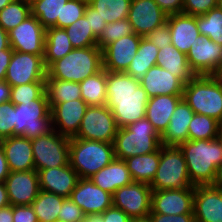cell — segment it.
<instances>
[{
    "label": "cell",
    "instance_id": "cell-1",
    "mask_svg": "<svg viewBox=\"0 0 222 222\" xmlns=\"http://www.w3.org/2000/svg\"><path fill=\"white\" fill-rule=\"evenodd\" d=\"M106 106L111 109L119 128L145 117L149 96L140 80L125 72L106 71Z\"/></svg>",
    "mask_w": 222,
    "mask_h": 222
},
{
    "label": "cell",
    "instance_id": "cell-2",
    "mask_svg": "<svg viewBox=\"0 0 222 222\" xmlns=\"http://www.w3.org/2000/svg\"><path fill=\"white\" fill-rule=\"evenodd\" d=\"M179 148L184 154L191 183L212 185L217 167L222 163V139L187 140Z\"/></svg>",
    "mask_w": 222,
    "mask_h": 222
},
{
    "label": "cell",
    "instance_id": "cell-3",
    "mask_svg": "<svg viewBox=\"0 0 222 222\" xmlns=\"http://www.w3.org/2000/svg\"><path fill=\"white\" fill-rule=\"evenodd\" d=\"M102 68V50L98 46L74 48L47 68V77L80 83Z\"/></svg>",
    "mask_w": 222,
    "mask_h": 222
},
{
    "label": "cell",
    "instance_id": "cell-4",
    "mask_svg": "<svg viewBox=\"0 0 222 222\" xmlns=\"http://www.w3.org/2000/svg\"><path fill=\"white\" fill-rule=\"evenodd\" d=\"M182 99L195 114L222 123V81L215 75H196L184 85Z\"/></svg>",
    "mask_w": 222,
    "mask_h": 222
},
{
    "label": "cell",
    "instance_id": "cell-5",
    "mask_svg": "<svg viewBox=\"0 0 222 222\" xmlns=\"http://www.w3.org/2000/svg\"><path fill=\"white\" fill-rule=\"evenodd\" d=\"M115 158L125 160L136 155L149 154L161 148V136L144 117L119 128L114 142Z\"/></svg>",
    "mask_w": 222,
    "mask_h": 222
},
{
    "label": "cell",
    "instance_id": "cell-6",
    "mask_svg": "<svg viewBox=\"0 0 222 222\" xmlns=\"http://www.w3.org/2000/svg\"><path fill=\"white\" fill-rule=\"evenodd\" d=\"M114 158L113 143L70 138L69 164L80 178H90Z\"/></svg>",
    "mask_w": 222,
    "mask_h": 222
},
{
    "label": "cell",
    "instance_id": "cell-7",
    "mask_svg": "<svg viewBox=\"0 0 222 222\" xmlns=\"http://www.w3.org/2000/svg\"><path fill=\"white\" fill-rule=\"evenodd\" d=\"M52 130L51 108L46 92L39 99L15 105L13 136L34 139Z\"/></svg>",
    "mask_w": 222,
    "mask_h": 222
},
{
    "label": "cell",
    "instance_id": "cell-8",
    "mask_svg": "<svg viewBox=\"0 0 222 222\" xmlns=\"http://www.w3.org/2000/svg\"><path fill=\"white\" fill-rule=\"evenodd\" d=\"M150 187L152 190L195 187L189 179L185 157L179 146H161L159 166Z\"/></svg>",
    "mask_w": 222,
    "mask_h": 222
},
{
    "label": "cell",
    "instance_id": "cell-9",
    "mask_svg": "<svg viewBox=\"0 0 222 222\" xmlns=\"http://www.w3.org/2000/svg\"><path fill=\"white\" fill-rule=\"evenodd\" d=\"M35 170L65 166L69 163L70 138L55 130L31 139Z\"/></svg>",
    "mask_w": 222,
    "mask_h": 222
},
{
    "label": "cell",
    "instance_id": "cell-10",
    "mask_svg": "<svg viewBox=\"0 0 222 222\" xmlns=\"http://www.w3.org/2000/svg\"><path fill=\"white\" fill-rule=\"evenodd\" d=\"M118 129L110 108L88 106L74 138L113 143Z\"/></svg>",
    "mask_w": 222,
    "mask_h": 222
},
{
    "label": "cell",
    "instance_id": "cell-11",
    "mask_svg": "<svg viewBox=\"0 0 222 222\" xmlns=\"http://www.w3.org/2000/svg\"><path fill=\"white\" fill-rule=\"evenodd\" d=\"M47 68L40 55L14 51L12 53L5 81L11 86L31 82H45Z\"/></svg>",
    "mask_w": 222,
    "mask_h": 222
},
{
    "label": "cell",
    "instance_id": "cell-12",
    "mask_svg": "<svg viewBox=\"0 0 222 222\" xmlns=\"http://www.w3.org/2000/svg\"><path fill=\"white\" fill-rule=\"evenodd\" d=\"M151 193L149 184L132 182L112 194V204L131 219L147 217L151 213Z\"/></svg>",
    "mask_w": 222,
    "mask_h": 222
},
{
    "label": "cell",
    "instance_id": "cell-13",
    "mask_svg": "<svg viewBox=\"0 0 222 222\" xmlns=\"http://www.w3.org/2000/svg\"><path fill=\"white\" fill-rule=\"evenodd\" d=\"M10 47L14 51L40 55L44 58L46 29L32 14L8 31Z\"/></svg>",
    "mask_w": 222,
    "mask_h": 222
},
{
    "label": "cell",
    "instance_id": "cell-14",
    "mask_svg": "<svg viewBox=\"0 0 222 222\" xmlns=\"http://www.w3.org/2000/svg\"><path fill=\"white\" fill-rule=\"evenodd\" d=\"M195 187L152 190L151 213L178 215L193 213Z\"/></svg>",
    "mask_w": 222,
    "mask_h": 222
},
{
    "label": "cell",
    "instance_id": "cell-15",
    "mask_svg": "<svg viewBox=\"0 0 222 222\" xmlns=\"http://www.w3.org/2000/svg\"><path fill=\"white\" fill-rule=\"evenodd\" d=\"M186 56L195 75H215L222 64V46L199 35L197 44L191 46Z\"/></svg>",
    "mask_w": 222,
    "mask_h": 222
},
{
    "label": "cell",
    "instance_id": "cell-16",
    "mask_svg": "<svg viewBox=\"0 0 222 222\" xmlns=\"http://www.w3.org/2000/svg\"><path fill=\"white\" fill-rule=\"evenodd\" d=\"M167 16L154 0H131L127 19L135 34L146 37L165 24Z\"/></svg>",
    "mask_w": 222,
    "mask_h": 222
},
{
    "label": "cell",
    "instance_id": "cell-17",
    "mask_svg": "<svg viewBox=\"0 0 222 222\" xmlns=\"http://www.w3.org/2000/svg\"><path fill=\"white\" fill-rule=\"evenodd\" d=\"M10 205H31L40 192L38 172L15 171L5 179Z\"/></svg>",
    "mask_w": 222,
    "mask_h": 222
},
{
    "label": "cell",
    "instance_id": "cell-18",
    "mask_svg": "<svg viewBox=\"0 0 222 222\" xmlns=\"http://www.w3.org/2000/svg\"><path fill=\"white\" fill-rule=\"evenodd\" d=\"M141 38L133 33L108 44L102 50L103 68L110 72H125L137 54Z\"/></svg>",
    "mask_w": 222,
    "mask_h": 222
},
{
    "label": "cell",
    "instance_id": "cell-19",
    "mask_svg": "<svg viewBox=\"0 0 222 222\" xmlns=\"http://www.w3.org/2000/svg\"><path fill=\"white\" fill-rule=\"evenodd\" d=\"M88 105L82 100L60 102L51 107L52 128L60 135L75 137Z\"/></svg>",
    "mask_w": 222,
    "mask_h": 222
},
{
    "label": "cell",
    "instance_id": "cell-20",
    "mask_svg": "<svg viewBox=\"0 0 222 222\" xmlns=\"http://www.w3.org/2000/svg\"><path fill=\"white\" fill-rule=\"evenodd\" d=\"M85 213H103L112 204V195L94 184L90 178H80L69 197Z\"/></svg>",
    "mask_w": 222,
    "mask_h": 222
},
{
    "label": "cell",
    "instance_id": "cell-21",
    "mask_svg": "<svg viewBox=\"0 0 222 222\" xmlns=\"http://www.w3.org/2000/svg\"><path fill=\"white\" fill-rule=\"evenodd\" d=\"M193 213L195 222H222V189L196 185Z\"/></svg>",
    "mask_w": 222,
    "mask_h": 222
},
{
    "label": "cell",
    "instance_id": "cell-22",
    "mask_svg": "<svg viewBox=\"0 0 222 222\" xmlns=\"http://www.w3.org/2000/svg\"><path fill=\"white\" fill-rule=\"evenodd\" d=\"M40 190L69 198L80 177L68 163L65 166L38 171Z\"/></svg>",
    "mask_w": 222,
    "mask_h": 222
},
{
    "label": "cell",
    "instance_id": "cell-23",
    "mask_svg": "<svg viewBox=\"0 0 222 222\" xmlns=\"http://www.w3.org/2000/svg\"><path fill=\"white\" fill-rule=\"evenodd\" d=\"M166 22L171 34V44L187 55L191 46L197 44V38L201 35L197 25V16L184 13L172 14L167 16Z\"/></svg>",
    "mask_w": 222,
    "mask_h": 222
},
{
    "label": "cell",
    "instance_id": "cell-24",
    "mask_svg": "<svg viewBox=\"0 0 222 222\" xmlns=\"http://www.w3.org/2000/svg\"><path fill=\"white\" fill-rule=\"evenodd\" d=\"M10 172L35 169L31 139L11 136L0 140Z\"/></svg>",
    "mask_w": 222,
    "mask_h": 222
},
{
    "label": "cell",
    "instance_id": "cell-25",
    "mask_svg": "<svg viewBox=\"0 0 222 222\" xmlns=\"http://www.w3.org/2000/svg\"><path fill=\"white\" fill-rule=\"evenodd\" d=\"M149 98L158 95H183L184 83L159 66L151 67L140 79Z\"/></svg>",
    "mask_w": 222,
    "mask_h": 222
},
{
    "label": "cell",
    "instance_id": "cell-26",
    "mask_svg": "<svg viewBox=\"0 0 222 222\" xmlns=\"http://www.w3.org/2000/svg\"><path fill=\"white\" fill-rule=\"evenodd\" d=\"M194 115L189 105L181 99L173 112L167 129L161 135L162 146H179L188 140V127Z\"/></svg>",
    "mask_w": 222,
    "mask_h": 222
},
{
    "label": "cell",
    "instance_id": "cell-27",
    "mask_svg": "<svg viewBox=\"0 0 222 222\" xmlns=\"http://www.w3.org/2000/svg\"><path fill=\"white\" fill-rule=\"evenodd\" d=\"M181 99L182 95H158L149 98L145 117L160 136L167 129L170 118Z\"/></svg>",
    "mask_w": 222,
    "mask_h": 222
},
{
    "label": "cell",
    "instance_id": "cell-28",
    "mask_svg": "<svg viewBox=\"0 0 222 222\" xmlns=\"http://www.w3.org/2000/svg\"><path fill=\"white\" fill-rule=\"evenodd\" d=\"M95 185L111 195L119 188L133 182L124 160L114 158L113 161L90 177Z\"/></svg>",
    "mask_w": 222,
    "mask_h": 222
},
{
    "label": "cell",
    "instance_id": "cell-29",
    "mask_svg": "<svg viewBox=\"0 0 222 222\" xmlns=\"http://www.w3.org/2000/svg\"><path fill=\"white\" fill-rule=\"evenodd\" d=\"M156 66L178 77L184 84L196 76L189 66L186 54L172 44L159 49Z\"/></svg>",
    "mask_w": 222,
    "mask_h": 222
},
{
    "label": "cell",
    "instance_id": "cell-30",
    "mask_svg": "<svg viewBox=\"0 0 222 222\" xmlns=\"http://www.w3.org/2000/svg\"><path fill=\"white\" fill-rule=\"evenodd\" d=\"M125 163L133 182L151 184L160 161V149L149 154L126 158Z\"/></svg>",
    "mask_w": 222,
    "mask_h": 222
},
{
    "label": "cell",
    "instance_id": "cell-31",
    "mask_svg": "<svg viewBox=\"0 0 222 222\" xmlns=\"http://www.w3.org/2000/svg\"><path fill=\"white\" fill-rule=\"evenodd\" d=\"M73 49L65 29L56 27L46 28L44 47V64L46 68L54 61L63 58Z\"/></svg>",
    "mask_w": 222,
    "mask_h": 222
},
{
    "label": "cell",
    "instance_id": "cell-32",
    "mask_svg": "<svg viewBox=\"0 0 222 222\" xmlns=\"http://www.w3.org/2000/svg\"><path fill=\"white\" fill-rule=\"evenodd\" d=\"M158 52L159 49L154 43L148 38L142 37L137 54L125 73L140 80L151 67L156 66Z\"/></svg>",
    "mask_w": 222,
    "mask_h": 222
},
{
    "label": "cell",
    "instance_id": "cell-33",
    "mask_svg": "<svg viewBox=\"0 0 222 222\" xmlns=\"http://www.w3.org/2000/svg\"><path fill=\"white\" fill-rule=\"evenodd\" d=\"M79 84L81 98L88 106L106 105V70L104 68Z\"/></svg>",
    "mask_w": 222,
    "mask_h": 222
},
{
    "label": "cell",
    "instance_id": "cell-34",
    "mask_svg": "<svg viewBox=\"0 0 222 222\" xmlns=\"http://www.w3.org/2000/svg\"><path fill=\"white\" fill-rule=\"evenodd\" d=\"M45 92L50 108L57 103L81 98L80 84L72 81L45 78Z\"/></svg>",
    "mask_w": 222,
    "mask_h": 222
},
{
    "label": "cell",
    "instance_id": "cell-35",
    "mask_svg": "<svg viewBox=\"0 0 222 222\" xmlns=\"http://www.w3.org/2000/svg\"><path fill=\"white\" fill-rule=\"evenodd\" d=\"M65 199L54 193L40 190L37 198L31 204L38 222H58V213Z\"/></svg>",
    "mask_w": 222,
    "mask_h": 222
},
{
    "label": "cell",
    "instance_id": "cell-36",
    "mask_svg": "<svg viewBox=\"0 0 222 222\" xmlns=\"http://www.w3.org/2000/svg\"><path fill=\"white\" fill-rule=\"evenodd\" d=\"M68 0H33L31 14L37 18L40 24L46 29L57 28V19H61V11Z\"/></svg>",
    "mask_w": 222,
    "mask_h": 222
},
{
    "label": "cell",
    "instance_id": "cell-37",
    "mask_svg": "<svg viewBox=\"0 0 222 222\" xmlns=\"http://www.w3.org/2000/svg\"><path fill=\"white\" fill-rule=\"evenodd\" d=\"M106 23L128 17L131 0H91L88 3Z\"/></svg>",
    "mask_w": 222,
    "mask_h": 222
},
{
    "label": "cell",
    "instance_id": "cell-38",
    "mask_svg": "<svg viewBox=\"0 0 222 222\" xmlns=\"http://www.w3.org/2000/svg\"><path fill=\"white\" fill-rule=\"evenodd\" d=\"M220 123L203 114H195L188 127V140H211L219 137Z\"/></svg>",
    "mask_w": 222,
    "mask_h": 222
},
{
    "label": "cell",
    "instance_id": "cell-39",
    "mask_svg": "<svg viewBox=\"0 0 222 222\" xmlns=\"http://www.w3.org/2000/svg\"><path fill=\"white\" fill-rule=\"evenodd\" d=\"M30 15V2L26 0H13L0 11V26L8 32Z\"/></svg>",
    "mask_w": 222,
    "mask_h": 222
},
{
    "label": "cell",
    "instance_id": "cell-40",
    "mask_svg": "<svg viewBox=\"0 0 222 222\" xmlns=\"http://www.w3.org/2000/svg\"><path fill=\"white\" fill-rule=\"evenodd\" d=\"M73 48L97 46V37L93 34L89 20L83 16L65 28Z\"/></svg>",
    "mask_w": 222,
    "mask_h": 222
},
{
    "label": "cell",
    "instance_id": "cell-41",
    "mask_svg": "<svg viewBox=\"0 0 222 222\" xmlns=\"http://www.w3.org/2000/svg\"><path fill=\"white\" fill-rule=\"evenodd\" d=\"M197 25L201 35L209 37L222 46V11L217 7L205 14L197 15Z\"/></svg>",
    "mask_w": 222,
    "mask_h": 222
},
{
    "label": "cell",
    "instance_id": "cell-42",
    "mask_svg": "<svg viewBox=\"0 0 222 222\" xmlns=\"http://www.w3.org/2000/svg\"><path fill=\"white\" fill-rule=\"evenodd\" d=\"M133 33L134 31L127 18L107 23L100 36L97 38V46L103 50L108 44Z\"/></svg>",
    "mask_w": 222,
    "mask_h": 222
},
{
    "label": "cell",
    "instance_id": "cell-43",
    "mask_svg": "<svg viewBox=\"0 0 222 222\" xmlns=\"http://www.w3.org/2000/svg\"><path fill=\"white\" fill-rule=\"evenodd\" d=\"M45 93V82H31L11 87L10 101L14 105L39 99Z\"/></svg>",
    "mask_w": 222,
    "mask_h": 222
},
{
    "label": "cell",
    "instance_id": "cell-44",
    "mask_svg": "<svg viewBox=\"0 0 222 222\" xmlns=\"http://www.w3.org/2000/svg\"><path fill=\"white\" fill-rule=\"evenodd\" d=\"M87 4L83 0H68L61 11V19H57V28L65 29L83 17Z\"/></svg>",
    "mask_w": 222,
    "mask_h": 222
},
{
    "label": "cell",
    "instance_id": "cell-45",
    "mask_svg": "<svg viewBox=\"0 0 222 222\" xmlns=\"http://www.w3.org/2000/svg\"><path fill=\"white\" fill-rule=\"evenodd\" d=\"M15 126V105L11 102L0 104V140L13 136Z\"/></svg>",
    "mask_w": 222,
    "mask_h": 222
},
{
    "label": "cell",
    "instance_id": "cell-46",
    "mask_svg": "<svg viewBox=\"0 0 222 222\" xmlns=\"http://www.w3.org/2000/svg\"><path fill=\"white\" fill-rule=\"evenodd\" d=\"M85 213L70 198H66L58 213V222H83Z\"/></svg>",
    "mask_w": 222,
    "mask_h": 222
},
{
    "label": "cell",
    "instance_id": "cell-47",
    "mask_svg": "<svg viewBox=\"0 0 222 222\" xmlns=\"http://www.w3.org/2000/svg\"><path fill=\"white\" fill-rule=\"evenodd\" d=\"M217 0H184L182 13L202 15L216 7Z\"/></svg>",
    "mask_w": 222,
    "mask_h": 222
},
{
    "label": "cell",
    "instance_id": "cell-48",
    "mask_svg": "<svg viewBox=\"0 0 222 222\" xmlns=\"http://www.w3.org/2000/svg\"><path fill=\"white\" fill-rule=\"evenodd\" d=\"M146 38L154 43L158 49L169 46L171 44V34L167 22L151 31Z\"/></svg>",
    "mask_w": 222,
    "mask_h": 222
},
{
    "label": "cell",
    "instance_id": "cell-49",
    "mask_svg": "<svg viewBox=\"0 0 222 222\" xmlns=\"http://www.w3.org/2000/svg\"><path fill=\"white\" fill-rule=\"evenodd\" d=\"M84 16L89 20L93 34L98 38L106 26L105 20L97 14V11L87 4Z\"/></svg>",
    "mask_w": 222,
    "mask_h": 222
},
{
    "label": "cell",
    "instance_id": "cell-50",
    "mask_svg": "<svg viewBox=\"0 0 222 222\" xmlns=\"http://www.w3.org/2000/svg\"><path fill=\"white\" fill-rule=\"evenodd\" d=\"M13 222H38L31 205L13 206Z\"/></svg>",
    "mask_w": 222,
    "mask_h": 222
},
{
    "label": "cell",
    "instance_id": "cell-51",
    "mask_svg": "<svg viewBox=\"0 0 222 222\" xmlns=\"http://www.w3.org/2000/svg\"><path fill=\"white\" fill-rule=\"evenodd\" d=\"M152 222H195L194 213L166 215V214H149Z\"/></svg>",
    "mask_w": 222,
    "mask_h": 222
},
{
    "label": "cell",
    "instance_id": "cell-52",
    "mask_svg": "<svg viewBox=\"0 0 222 222\" xmlns=\"http://www.w3.org/2000/svg\"><path fill=\"white\" fill-rule=\"evenodd\" d=\"M154 1L167 15L182 13L184 0H154Z\"/></svg>",
    "mask_w": 222,
    "mask_h": 222
},
{
    "label": "cell",
    "instance_id": "cell-53",
    "mask_svg": "<svg viewBox=\"0 0 222 222\" xmlns=\"http://www.w3.org/2000/svg\"><path fill=\"white\" fill-rule=\"evenodd\" d=\"M104 222H131V218L113 205L103 212Z\"/></svg>",
    "mask_w": 222,
    "mask_h": 222
},
{
    "label": "cell",
    "instance_id": "cell-54",
    "mask_svg": "<svg viewBox=\"0 0 222 222\" xmlns=\"http://www.w3.org/2000/svg\"><path fill=\"white\" fill-rule=\"evenodd\" d=\"M12 53L11 47L0 51V81L5 80Z\"/></svg>",
    "mask_w": 222,
    "mask_h": 222
},
{
    "label": "cell",
    "instance_id": "cell-55",
    "mask_svg": "<svg viewBox=\"0 0 222 222\" xmlns=\"http://www.w3.org/2000/svg\"><path fill=\"white\" fill-rule=\"evenodd\" d=\"M10 174L4 150L0 143V183L5 182V179Z\"/></svg>",
    "mask_w": 222,
    "mask_h": 222
},
{
    "label": "cell",
    "instance_id": "cell-56",
    "mask_svg": "<svg viewBox=\"0 0 222 222\" xmlns=\"http://www.w3.org/2000/svg\"><path fill=\"white\" fill-rule=\"evenodd\" d=\"M11 86L5 81H0V104L10 101Z\"/></svg>",
    "mask_w": 222,
    "mask_h": 222
},
{
    "label": "cell",
    "instance_id": "cell-57",
    "mask_svg": "<svg viewBox=\"0 0 222 222\" xmlns=\"http://www.w3.org/2000/svg\"><path fill=\"white\" fill-rule=\"evenodd\" d=\"M0 222H13L12 205H7L0 209Z\"/></svg>",
    "mask_w": 222,
    "mask_h": 222
},
{
    "label": "cell",
    "instance_id": "cell-58",
    "mask_svg": "<svg viewBox=\"0 0 222 222\" xmlns=\"http://www.w3.org/2000/svg\"><path fill=\"white\" fill-rule=\"evenodd\" d=\"M10 205L5 182L0 183V209Z\"/></svg>",
    "mask_w": 222,
    "mask_h": 222
},
{
    "label": "cell",
    "instance_id": "cell-59",
    "mask_svg": "<svg viewBox=\"0 0 222 222\" xmlns=\"http://www.w3.org/2000/svg\"><path fill=\"white\" fill-rule=\"evenodd\" d=\"M10 47L8 32L0 26V51Z\"/></svg>",
    "mask_w": 222,
    "mask_h": 222
},
{
    "label": "cell",
    "instance_id": "cell-60",
    "mask_svg": "<svg viewBox=\"0 0 222 222\" xmlns=\"http://www.w3.org/2000/svg\"><path fill=\"white\" fill-rule=\"evenodd\" d=\"M83 222H104L103 213L87 214Z\"/></svg>",
    "mask_w": 222,
    "mask_h": 222
},
{
    "label": "cell",
    "instance_id": "cell-61",
    "mask_svg": "<svg viewBox=\"0 0 222 222\" xmlns=\"http://www.w3.org/2000/svg\"><path fill=\"white\" fill-rule=\"evenodd\" d=\"M212 186L222 189V163L217 167L215 179Z\"/></svg>",
    "mask_w": 222,
    "mask_h": 222
},
{
    "label": "cell",
    "instance_id": "cell-62",
    "mask_svg": "<svg viewBox=\"0 0 222 222\" xmlns=\"http://www.w3.org/2000/svg\"><path fill=\"white\" fill-rule=\"evenodd\" d=\"M131 222H152L149 216L143 218H133Z\"/></svg>",
    "mask_w": 222,
    "mask_h": 222
},
{
    "label": "cell",
    "instance_id": "cell-63",
    "mask_svg": "<svg viewBox=\"0 0 222 222\" xmlns=\"http://www.w3.org/2000/svg\"><path fill=\"white\" fill-rule=\"evenodd\" d=\"M13 0H0V11L7 6L8 4H10Z\"/></svg>",
    "mask_w": 222,
    "mask_h": 222
},
{
    "label": "cell",
    "instance_id": "cell-64",
    "mask_svg": "<svg viewBox=\"0 0 222 222\" xmlns=\"http://www.w3.org/2000/svg\"><path fill=\"white\" fill-rule=\"evenodd\" d=\"M215 76L222 81V64L221 67L218 69L217 73L215 74Z\"/></svg>",
    "mask_w": 222,
    "mask_h": 222
},
{
    "label": "cell",
    "instance_id": "cell-65",
    "mask_svg": "<svg viewBox=\"0 0 222 222\" xmlns=\"http://www.w3.org/2000/svg\"><path fill=\"white\" fill-rule=\"evenodd\" d=\"M216 7L222 11V0H217Z\"/></svg>",
    "mask_w": 222,
    "mask_h": 222
},
{
    "label": "cell",
    "instance_id": "cell-66",
    "mask_svg": "<svg viewBox=\"0 0 222 222\" xmlns=\"http://www.w3.org/2000/svg\"><path fill=\"white\" fill-rule=\"evenodd\" d=\"M219 137L222 139V123L220 124Z\"/></svg>",
    "mask_w": 222,
    "mask_h": 222
}]
</instances>
